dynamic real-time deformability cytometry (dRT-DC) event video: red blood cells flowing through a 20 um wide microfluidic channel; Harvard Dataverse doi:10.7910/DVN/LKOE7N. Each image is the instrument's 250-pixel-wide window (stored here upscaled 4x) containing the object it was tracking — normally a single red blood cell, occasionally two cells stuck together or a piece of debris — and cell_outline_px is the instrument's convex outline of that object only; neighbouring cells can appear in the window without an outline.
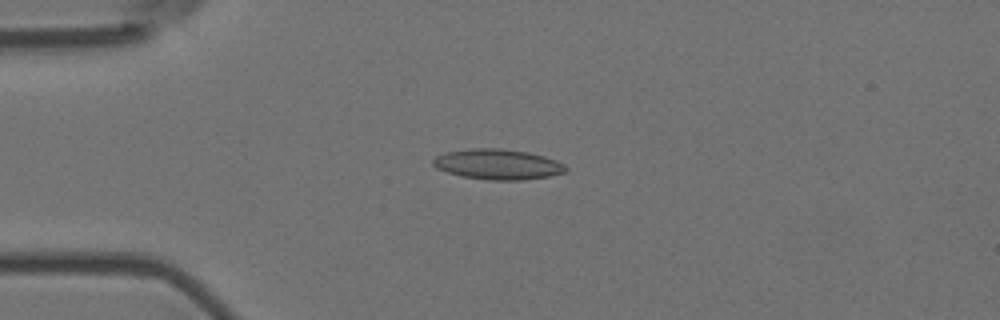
{"species": "Egyptian fruit bat (a non-hibernating species)", "species_latin": "Rousettus aegyptiacus", "temperature_condition": "room temperature", "stored_images_in_passage": 55, "camera_frame_rate_fps": 3000, "um_per_image_px": 0.085, "animal": {"sex": "female"}, "frame": {"image": 1, "passage_image": 13, "time_ms": 4.0, "image_size_px": [1000, 320], "cell_outline_px": [[568, 168], [564, 172], [548, 176], [524, 180], [488, 180], [464, 176], [448, 172], [436, 168], [432, 164], [432, 160], [436, 156], [444, 152], [472, 148], [500, 148], [528, 152], [544, 156], [556, 160], [564, 164]], "centroid_in_image_um": [42.3, 13.96], "position_along_channel_um": 42.7, "area_um2": 23.47}}
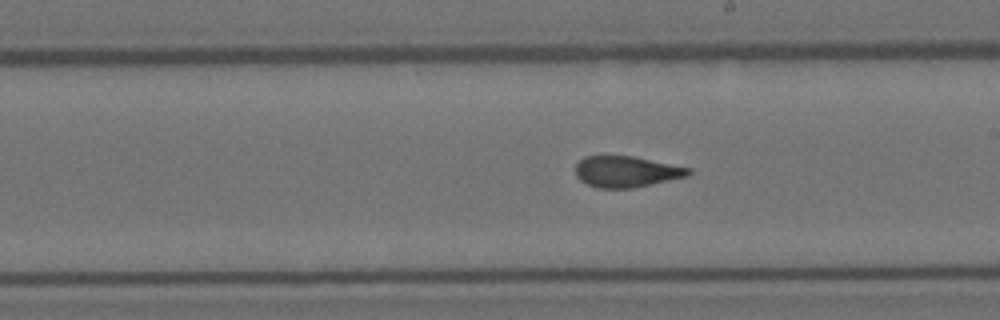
{"frame": {"image": 2, "passage_image": 31, "time_ms": 10.0, "image_size_px": [1000, 320], "cell_outline_px": [[692, 172], [688, 176], [652, 184], [632, 188], [596, 188], [580, 180], [576, 176], [576, 164], [584, 156], [632, 156], [692, 168]], "centroid_in_image_um": [53.25, 14.59], "position_along_channel_um": 235.8, "area_um2": 20.46}}
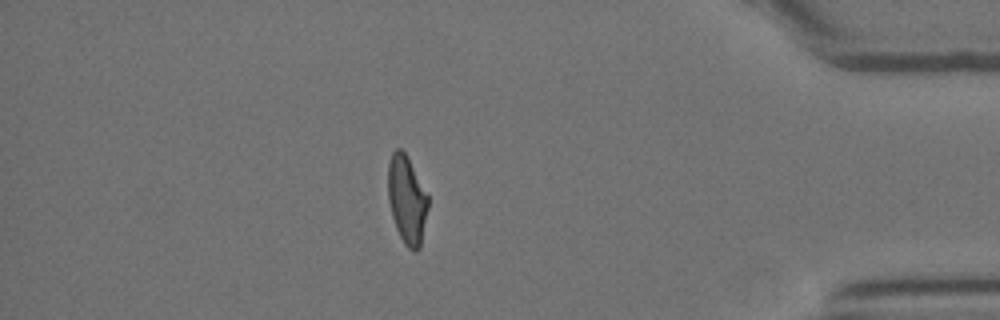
{"frame": {"image": 3, "passage_image": 48, "time_ms": 15.667, "image_size_px": [1000, 320], "cell_outline_px": [[428, 208], [420, 248], [416, 252], [408, 248], [404, 244], [396, 228], [392, 216], [388, 200], [388, 164], [392, 152], [396, 148], [400, 148], [404, 152], [428, 196]], "centroid_in_image_um": [34.57, 17.01], "position_along_channel_um": 400.6, "area_um2": 20.35}, "authors_computed_cell_mechanics": {"area_um2": 21.386, "velocity_mm_per_s": 3.5923, "shape_relaxation_time_tau1_ms": null, "shape_relaxation_time_tau2_ms": 1.8432, "deformation_change_tau1": null, "deformation_change_tau2": 0.0873}}